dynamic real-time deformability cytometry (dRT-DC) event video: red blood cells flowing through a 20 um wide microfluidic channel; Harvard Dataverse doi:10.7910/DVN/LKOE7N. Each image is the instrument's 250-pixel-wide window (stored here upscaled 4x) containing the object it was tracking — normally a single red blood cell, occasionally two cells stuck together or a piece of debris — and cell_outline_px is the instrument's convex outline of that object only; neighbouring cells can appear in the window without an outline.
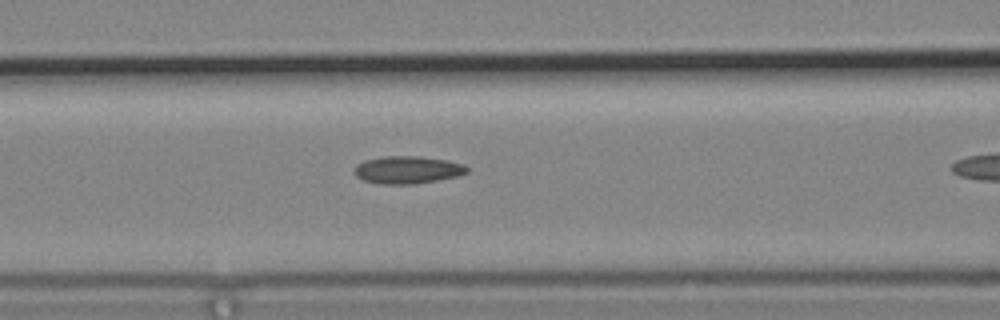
{"species": "common noctule bat (a hibernating species)", "species_latin": "Nyctalus noctula", "temperature_condition": "cold", "stored_images_in_passage": 5, "camera_frame_rate_fps": 3000, "um_per_image_px": 0.085, "animal": {"sex": "male", "body_mass_g": 19.2, "forearm_length_mm": 51.8}, "frame": {"image": 1, "passage_image": 4, "time_ms": 1.0, "image_size_px": [1000, 320], "cell_outline_px": [[468, 172], [460, 176], [412, 184], [380, 184], [360, 180], [352, 172], [352, 168], [356, 164], [364, 160], [384, 156], [420, 156], [448, 160], [464, 164], [468, 168]], "centroid_in_image_um": [34.59, 14.43], "position_along_channel_um": 132.0, "area_um2": 18.44}}